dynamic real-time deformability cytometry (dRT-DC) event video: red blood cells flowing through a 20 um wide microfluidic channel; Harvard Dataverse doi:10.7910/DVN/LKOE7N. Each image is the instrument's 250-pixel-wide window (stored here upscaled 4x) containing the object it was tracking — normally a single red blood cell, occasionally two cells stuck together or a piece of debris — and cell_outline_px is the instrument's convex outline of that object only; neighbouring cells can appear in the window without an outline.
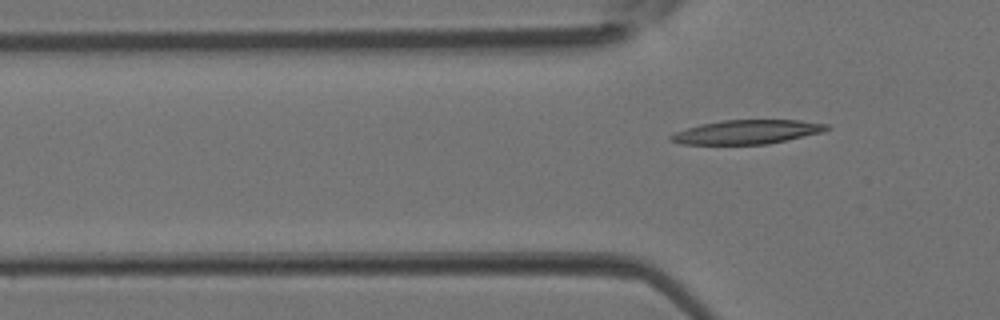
{"species": "Egyptian fruit bat (a non-hibernating species)", "species_latin": "Rousettus aegyptiacus", "temperature_condition": "room temperature", "stored_images_in_passage": 2, "camera_frame_rate_fps": 3000, "um_per_image_px": 0.085, "animal": {"sex": "female"}, "frame": {"image": 1, "passage_image": 2, "time_ms": 0.333, "image_size_px": [1000, 320], "cell_outline_px": [[832, 128], [820, 132], [768, 144], [680, 144], [668, 140], [668, 136], [676, 132], [700, 124], [724, 120], [800, 120], [828, 124]], "centroid_in_image_um": [63.46, 11.21], "position_along_channel_um": 62.3, "area_um2": 21.68}}